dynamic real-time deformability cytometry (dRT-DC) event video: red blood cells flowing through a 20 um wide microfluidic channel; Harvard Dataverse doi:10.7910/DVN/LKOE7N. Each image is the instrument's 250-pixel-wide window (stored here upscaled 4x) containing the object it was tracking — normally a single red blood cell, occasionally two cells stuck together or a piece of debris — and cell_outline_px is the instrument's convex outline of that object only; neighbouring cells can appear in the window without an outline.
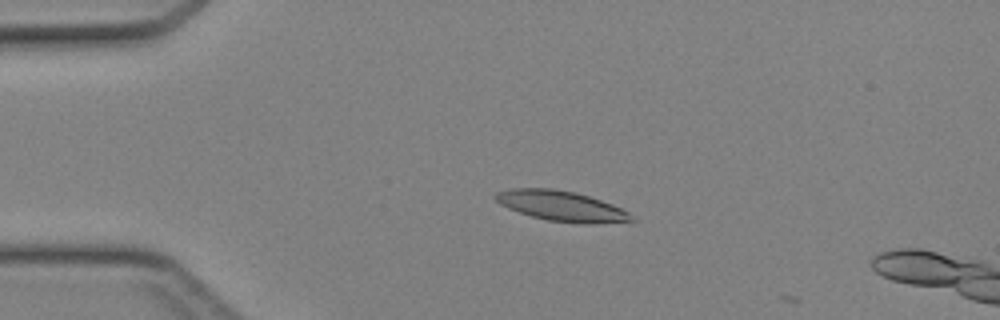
{"species": "Egyptian fruit bat (a non-hibernating species)", "species_latin": "Rousettus aegyptiacus", "temperature_condition": "cold", "stored_images_in_passage": 13, "camera_frame_rate_fps": 3000, "um_per_image_px": 0.085, "animal": {"sex": "female"}, "frame": {"image": 1, "passage_image": 10, "time_ms": 3.0, "image_size_px": [1000, 320], "cell_outline_px": [[636, 220], [592, 224], [548, 220], [532, 216], [508, 208], [500, 204], [492, 196], [496, 192], [512, 188], [552, 188], [576, 192], [612, 204], [628, 212]], "centroid_in_image_um": [47.69, 17.49], "position_along_channel_um": 37.3, "area_um2": 23.7}}